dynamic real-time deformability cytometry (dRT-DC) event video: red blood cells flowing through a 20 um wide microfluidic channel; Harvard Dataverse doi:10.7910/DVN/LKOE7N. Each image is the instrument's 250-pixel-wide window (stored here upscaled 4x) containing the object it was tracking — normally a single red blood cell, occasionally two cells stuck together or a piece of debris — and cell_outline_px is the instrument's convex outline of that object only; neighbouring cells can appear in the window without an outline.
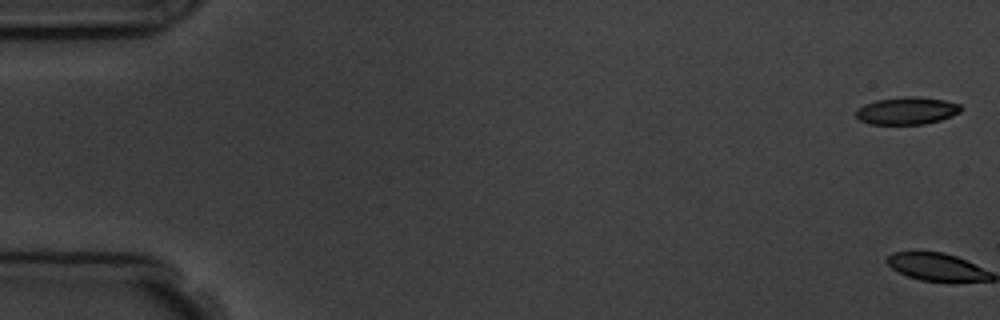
{"species": "common noctule bat (a hibernating species)", "species_latin": "Nyctalus noctula", "temperature_condition": "room temperature", "stored_images_in_passage": 5, "camera_frame_rate_fps": 3000, "um_per_image_px": 0.085, "animal": {"sex": "male", "body_mass_g": 19.5, "forearm_length_mm": 54.6}, "frame": {"image": 1, "passage_image": 1, "time_ms": 0.0, "image_size_px": [1000, 320], "cell_outline_px": [[964, 108], [960, 112], [940, 120], [924, 124], [868, 124], [860, 120], [856, 116], [856, 108], [864, 104], [876, 100], [900, 96], [920, 96], [944, 100], [960, 104]], "centroid_in_image_um": [77.07, 9.4], "position_along_channel_um": 7.9, "area_um2": 16.99}}